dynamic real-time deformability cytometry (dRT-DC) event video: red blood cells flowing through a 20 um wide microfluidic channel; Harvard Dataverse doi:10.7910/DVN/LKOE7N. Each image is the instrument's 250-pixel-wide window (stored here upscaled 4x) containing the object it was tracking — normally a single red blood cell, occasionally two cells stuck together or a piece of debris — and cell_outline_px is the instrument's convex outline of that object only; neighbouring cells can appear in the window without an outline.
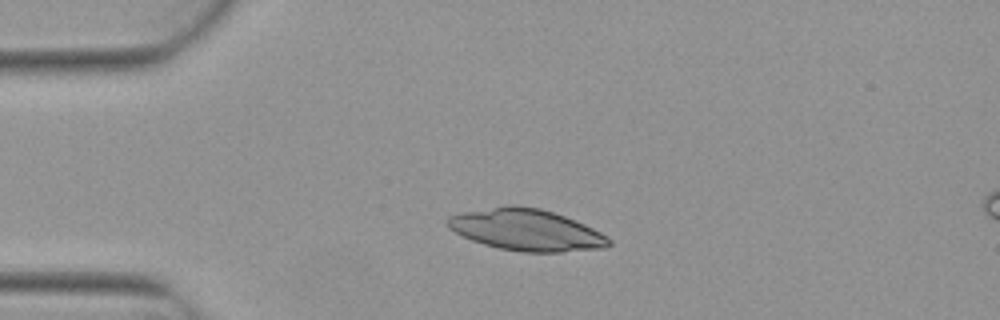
{"species": "Egyptian fruit bat (a non-hibernating species)", "species_latin": "Rousettus aegyptiacus", "temperature_condition": "warm", "stored_images_in_passage": 4, "camera_frame_rate_fps": 3000, "um_per_image_px": 0.085, "animal": {"sex": "female"}, "frame": {"image": 1, "passage_image": 2, "time_ms": 0.333, "image_size_px": [1000, 320], "cell_outline_px": [[612, 244], [604, 248], [560, 252], [520, 252], [500, 248], [484, 244], [472, 240], [448, 228], [444, 220], [448, 216], [464, 212], [508, 204], [516, 204], [540, 208], [564, 216], [584, 224], [608, 236], [612, 240]], "centroid_in_image_um": [44.74, 19.53], "position_along_channel_um": 40.3, "area_um2": 39.13}}